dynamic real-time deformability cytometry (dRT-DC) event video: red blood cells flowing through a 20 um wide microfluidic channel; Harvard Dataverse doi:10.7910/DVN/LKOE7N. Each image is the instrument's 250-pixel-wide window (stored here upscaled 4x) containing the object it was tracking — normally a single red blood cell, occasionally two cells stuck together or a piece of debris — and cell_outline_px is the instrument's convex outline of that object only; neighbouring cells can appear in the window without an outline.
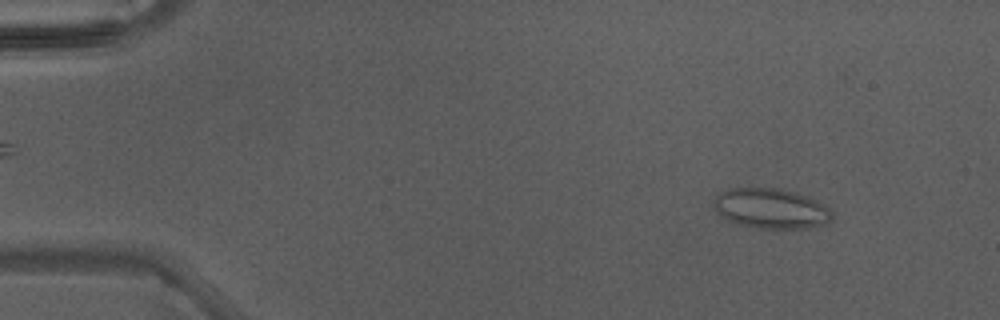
{"species": "Egyptian fruit bat (a non-hibernating species)", "species_latin": "Rousettus aegyptiacus", "temperature_condition": "warm", "stored_images_in_passage": 4, "camera_frame_rate_fps": 3000, "um_per_image_px": 0.085, "animal": {"sex": "male"}, "frame": {"image": 1, "passage_image": 1, "time_ms": 0.0, "image_size_px": [1000, 320], "cell_outline_px": [[832, 220], [828, 224], [808, 228], [756, 228], [740, 224], [728, 220], [720, 216], [716, 208], [716, 196], [720, 192], [728, 188], [776, 188], [796, 192], [808, 196], [816, 200], [828, 208], [832, 212]], "centroid_in_image_um": [65.58, 17.72], "position_along_channel_um": 19.4, "area_um2": 27.57}}